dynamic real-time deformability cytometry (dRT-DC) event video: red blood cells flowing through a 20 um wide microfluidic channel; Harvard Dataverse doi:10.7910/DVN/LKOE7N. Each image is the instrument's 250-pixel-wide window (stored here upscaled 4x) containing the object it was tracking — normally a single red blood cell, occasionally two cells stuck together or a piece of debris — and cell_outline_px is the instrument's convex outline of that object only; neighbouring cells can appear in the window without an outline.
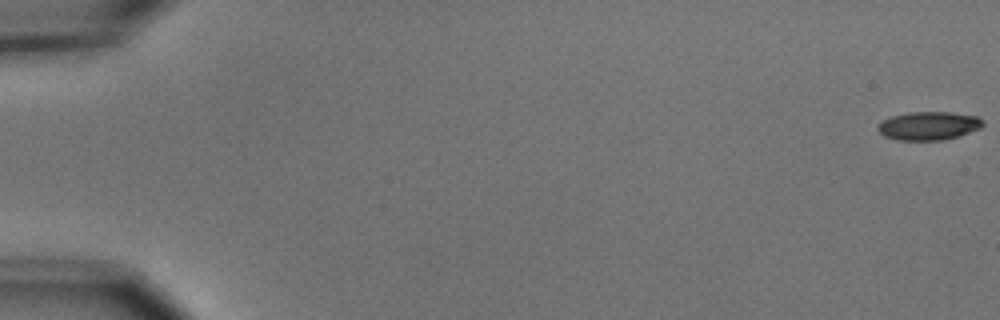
{"species": "common noctule bat (a hibernating species)", "species_latin": "Nyctalus noctula", "temperature_condition": "cold", "stored_images_in_passage": 10, "camera_frame_rate_fps": 3000, "um_per_image_px": 0.085, "animal": {"sex": "male", "body_mass_g": 15.6}, "frame": {"image": 1, "passage_image": 1, "time_ms": 0.0, "image_size_px": [1000, 320], "cell_outline_px": [[984, 124], [980, 128], [944, 140], [896, 140], [884, 136], [876, 128], [884, 120], [892, 116], [908, 112], [952, 112], [976, 116], [984, 120]], "centroid_in_image_um": [78.94, 10.69], "position_along_channel_um": 6.1, "area_um2": 17.28}}